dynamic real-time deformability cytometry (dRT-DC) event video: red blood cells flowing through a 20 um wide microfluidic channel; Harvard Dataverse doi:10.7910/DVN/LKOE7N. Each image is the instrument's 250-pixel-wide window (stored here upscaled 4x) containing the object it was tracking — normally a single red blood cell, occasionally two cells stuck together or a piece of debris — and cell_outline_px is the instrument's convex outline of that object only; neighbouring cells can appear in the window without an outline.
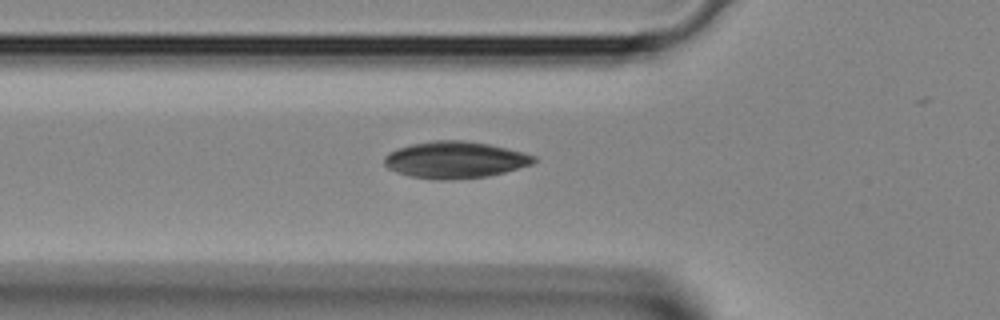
{"species": "Egyptian fruit bat (a non-hibernating species)", "species_latin": "Rousettus aegyptiacus", "temperature_condition": "room temperature", "stored_images_in_passage": 22, "camera_frame_rate_fps": 3000, "um_per_image_px": 0.085, "animal": {"sex": "female"}, "frame": {"image": 1, "passage_image": 2, "time_ms": 0.333, "image_size_px": [1000, 320], "cell_outline_px": [[536, 160], [532, 164], [504, 172], [488, 176], [444, 180], [440, 180], [412, 176], [388, 168], [384, 164], [384, 156], [388, 152], [396, 148], [412, 144], [432, 140], [464, 140], [488, 144], [536, 156]], "centroid_in_image_um": [38.65, 13.57], "position_along_channel_um": 87.2, "area_um2": 31.67}}
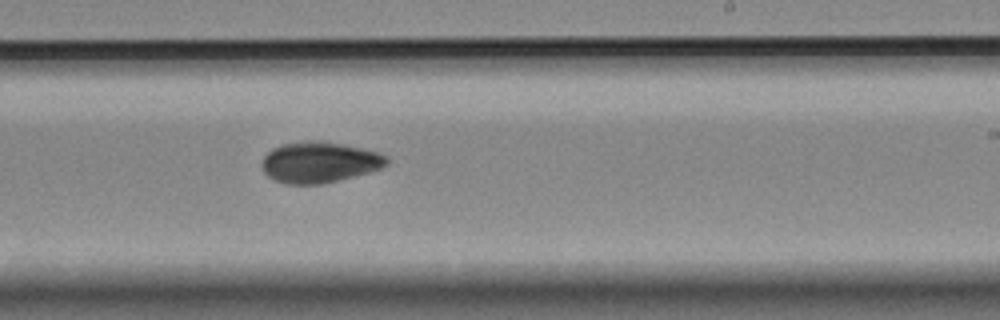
{"frame": {"image": 2, "passage_image": 12, "time_ms": 3.667, "image_size_px": [1000, 320], "cell_outline_px": [[388, 164], [380, 168], [368, 172], [324, 184], [284, 184], [268, 176], [264, 172], [260, 164], [264, 156], [272, 148], [280, 144], [304, 140], [320, 140], [360, 148], [376, 152], [388, 156]], "centroid_in_image_um": [27.1, 13.79], "position_along_channel_um": 261.9, "area_um2": 29.82}}
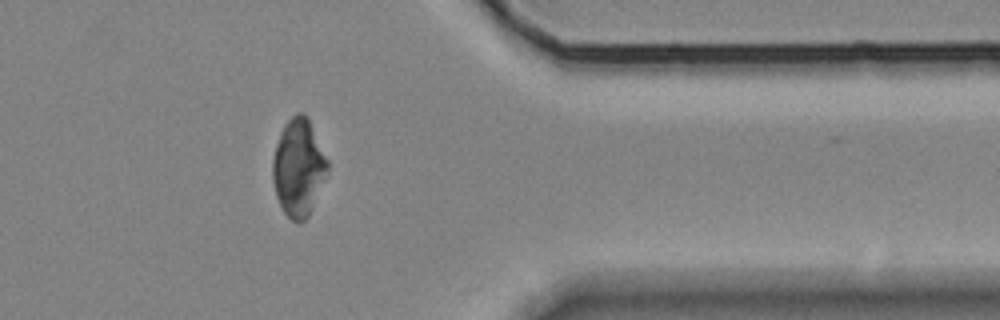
{"frame": {"image": 3, "passage_image": 20, "time_ms": 6.333, "image_size_px": [1000, 320], "cell_outline_px": [[328, 176], [308, 216], [304, 220], [292, 220], [284, 212], [276, 196], [272, 180], [272, 160], [276, 144], [280, 132], [284, 124], [296, 112], [304, 112], [308, 116], [328, 160]], "centroid_in_image_um": [25.38, 14.2], "position_along_channel_um": 386.0, "area_um2": 31.39}}